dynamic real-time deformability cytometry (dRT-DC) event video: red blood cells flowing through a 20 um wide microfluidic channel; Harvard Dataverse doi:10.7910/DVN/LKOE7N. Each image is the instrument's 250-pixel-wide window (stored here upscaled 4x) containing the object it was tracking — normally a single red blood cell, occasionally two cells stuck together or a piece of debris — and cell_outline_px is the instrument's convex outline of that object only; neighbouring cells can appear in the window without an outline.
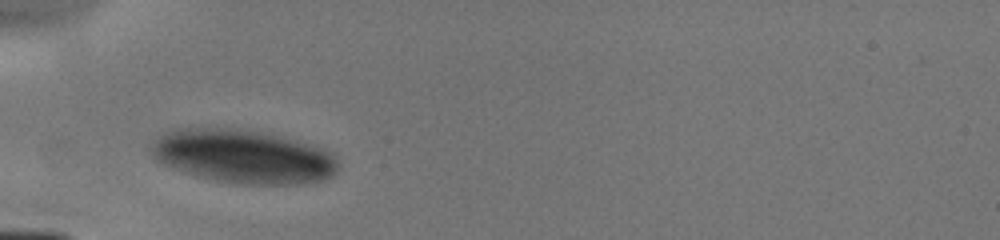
{"species": "human", "species_latin": "Homo sapiens", "temperature_condition": "cold", "stored_images_in_passage": 2, "camera_frame_rate_fps": 3000, "um_per_image_px": 0.085, "donor": {"sex": "male"}, "frame": {"image": 1, "passage_image": 1, "time_ms": 0.0, "image_size_px": [1000, 240], "cell_outline_px": [[336, 172], [332, 176], [324, 180], [304, 184], [240, 184], [200, 176], [164, 164], [152, 152], [148, 144], [156, 136], [172, 128], [248, 128], [268, 132], [316, 144], [332, 152], [336, 156]], "centroid_in_image_um": [20.73, 13.25], "position_along_channel_um": 64.3, "area_um2": 59.07}}